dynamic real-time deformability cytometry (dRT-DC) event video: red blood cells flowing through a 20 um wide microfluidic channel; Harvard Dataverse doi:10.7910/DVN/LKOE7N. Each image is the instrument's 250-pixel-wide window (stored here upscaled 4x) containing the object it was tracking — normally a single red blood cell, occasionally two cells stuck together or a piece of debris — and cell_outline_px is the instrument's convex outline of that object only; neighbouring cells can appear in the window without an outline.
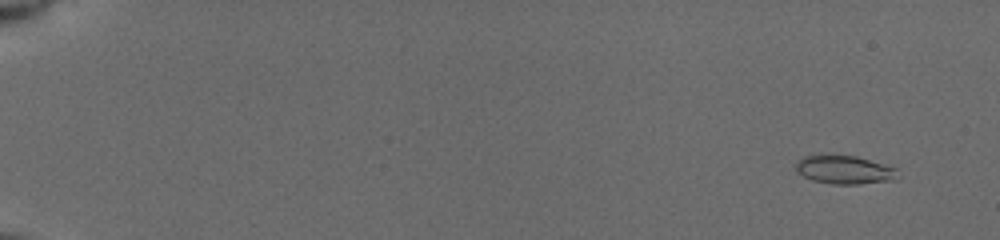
{"species": "common noctule bat (a hibernating species)", "species_latin": "Nyctalus noctula", "temperature_condition": "cold", "stored_images_in_passage": 52, "camera_frame_rate_fps": 3000, "um_per_image_px": 0.085, "animal": {"sex": "female", "body_mass_g": 19.5, "forearm_length_mm": 54.1}, "frame": {"image": 1, "passage_image": 2, "time_ms": 0.667, "image_size_px": [1000, 240], "cell_outline_px": [[900, 176], [896, 180], [856, 184], [832, 184], [812, 180], [796, 172], [796, 164], [804, 156], [856, 156], [896, 168]], "centroid_in_image_um": [71.82, 14.45], "position_along_channel_um": 13.2, "area_um2": 16.65}}
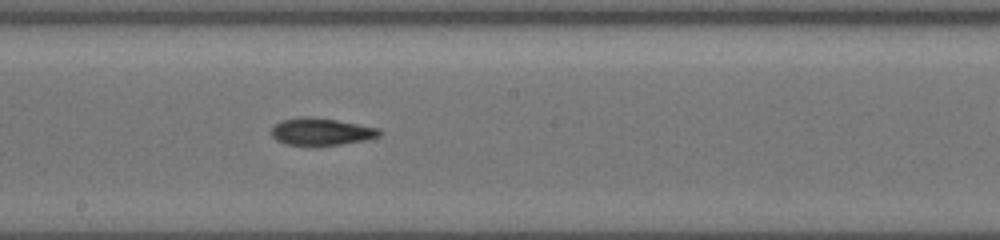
{"frame": {"image": 2, "passage_image": 27, "time_ms": 10.333, "image_size_px": [1000, 240], "cell_outline_px": [[380, 136], [364, 140], [316, 148], [284, 144], [276, 140], [272, 136], [272, 128], [280, 120], [304, 116], [312, 116], [336, 120], [380, 128]], "centroid_in_image_um": [27.26, 11.22], "position_along_channel_um": 220.9, "area_um2": 17.63}}
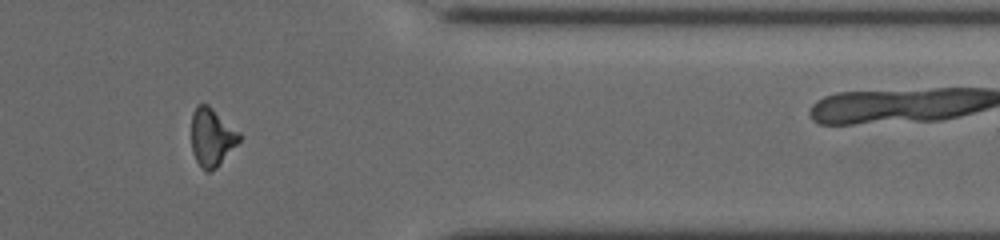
{"frame": {"image": 3, "passage_image": 44, "time_ms": 15.0, "image_size_px": [1000, 240], "cell_outline_px": [[240, 140], [216, 168], [208, 172], [204, 172], [196, 160], [192, 152], [192, 112], [196, 104], [208, 104], [240, 132]], "centroid_in_image_um": [17.99, 11.65], "position_along_channel_um": 393.4, "area_um2": 16.18}, "authors_computed_cell_mechanics": {"area_um2": 16.6464, "velocity_mm_per_s": 3.9376, "shape_relaxation_time_tau1_ms": 6.5224, "shape_relaxation_time_tau2_ms": 4.0958, "deformation_change_tau1": 0.2044, "deformation_change_tau2": 0.0905}}